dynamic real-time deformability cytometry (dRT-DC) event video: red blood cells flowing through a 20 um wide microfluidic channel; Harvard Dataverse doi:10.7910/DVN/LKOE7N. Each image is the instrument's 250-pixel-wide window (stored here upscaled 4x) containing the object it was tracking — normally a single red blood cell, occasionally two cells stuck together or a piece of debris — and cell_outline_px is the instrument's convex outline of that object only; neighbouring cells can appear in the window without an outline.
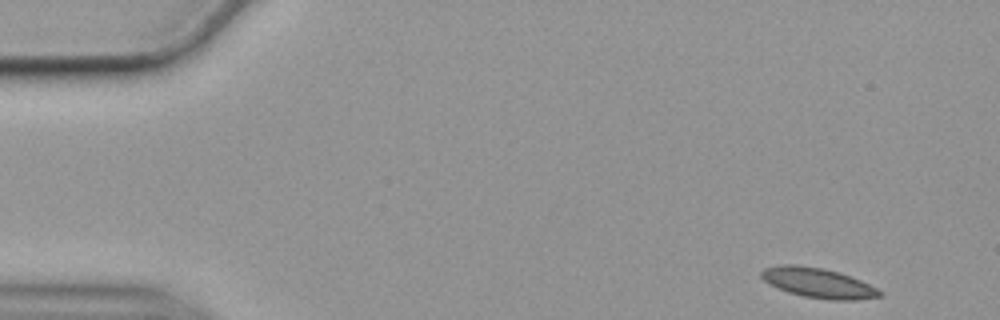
{"species": "common noctule bat (a hibernating species)", "species_latin": "Nyctalus noctula", "temperature_condition": "cold", "stored_images_in_passage": 53, "camera_frame_rate_fps": 3000, "um_per_image_px": 0.085, "animal": {"sex": "female", "body_mass_g": 19.9}, "frame": {"image": 1, "passage_image": 1, "time_ms": 0.0, "image_size_px": [1000, 320], "cell_outline_px": [[884, 296], [856, 300], [832, 300], [804, 296], [788, 292], [764, 280], [760, 276], [760, 272], [764, 268], [780, 264], [796, 264], [820, 268], [836, 272], [860, 280], [884, 292]], "centroid_in_image_um": [69.55, 24.05], "position_along_channel_um": 15.4, "area_um2": 20.35}}
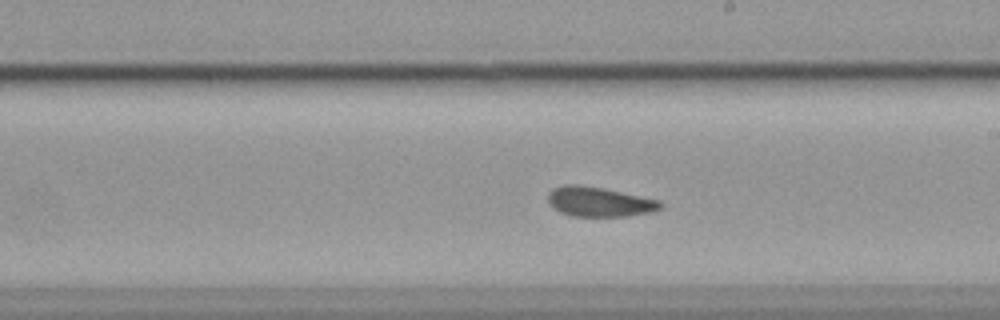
{"frame": {"image": 2, "passage_image": 29, "time_ms": 9.333, "image_size_px": [1000, 320], "cell_outline_px": [[664, 204], [660, 208], [652, 212], [628, 216], [572, 216], [560, 212], [548, 200], [548, 192], [552, 188], [564, 184], [580, 184], [604, 188], [660, 200]], "centroid_in_image_um": [50.95, 17.14], "position_along_channel_um": 238.0, "area_um2": 19.54}}
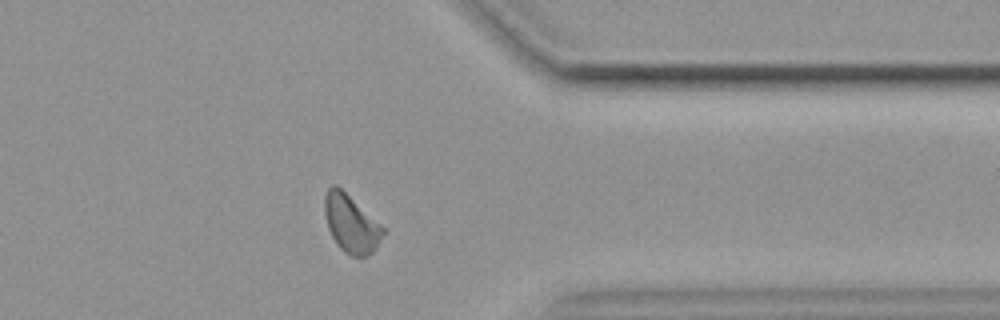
{"frame": {"image": 3, "passage_image": 42, "time_ms": 13.667, "image_size_px": [1000, 320], "cell_outline_px": [[384, 232], [376, 248], [368, 256], [352, 256], [344, 252], [336, 244], [328, 228], [324, 212], [324, 196], [328, 188], [332, 184], [336, 184], [380, 224], [384, 228]], "centroid_in_image_um": [29.81, 19.02], "position_along_channel_um": 381.6, "area_um2": 19.42}, "authors_computed_cell_mechanics": {"area_um2": 19.5364, "velocity_mm_per_s": 3.5187, "shape_relaxation_time_tau1_ms": 4.0789, "shape_relaxation_time_tau2_ms": 1.8788, "deformation_change_tau1": 0.1207, "deformation_change_tau2": 0.0907}}